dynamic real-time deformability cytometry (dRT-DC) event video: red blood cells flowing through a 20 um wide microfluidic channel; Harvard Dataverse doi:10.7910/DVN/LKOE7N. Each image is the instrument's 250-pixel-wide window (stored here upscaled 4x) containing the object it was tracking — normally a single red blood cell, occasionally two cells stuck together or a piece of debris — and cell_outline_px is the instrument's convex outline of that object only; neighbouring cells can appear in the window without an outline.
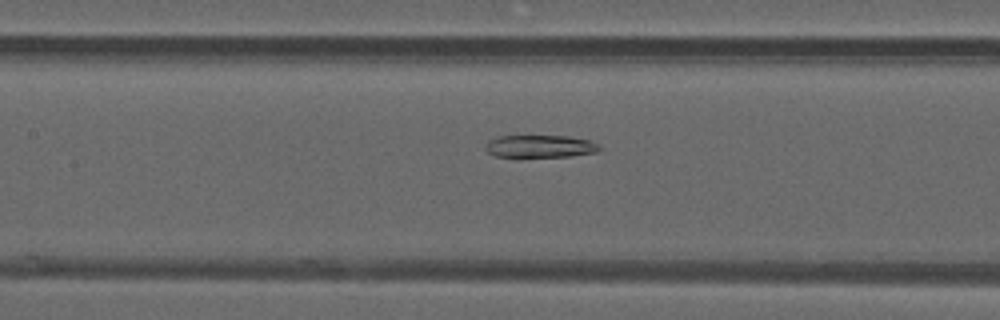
{"species": "common noctule bat (a hibernating species)", "species_latin": "Nyctalus noctula", "temperature_condition": "warm", "stored_images_in_passage": 33, "camera_frame_rate_fps": 3000, "um_per_image_px": 0.085, "animal": {"sex": "male", "forearm_length_mm": 52.5}, "frame": {"image": 1, "passage_image": 7, "time_ms": 2.0, "image_size_px": [1000, 320], "cell_outline_px": [[600, 148], [596, 152], [572, 156], [496, 156], [488, 152], [484, 148], [484, 144], [488, 140], [500, 136], [568, 136], [592, 140], [600, 144]], "centroid_in_image_um": [45.93, 12.42], "position_along_channel_um": 161.5, "area_um2": 14.91}}
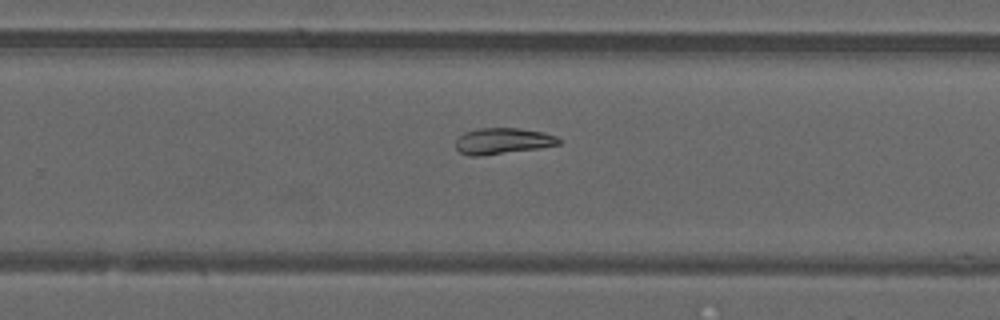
{"frame": {"image": 2, "passage_image": 16, "time_ms": 5.0, "image_size_px": [1000, 320], "cell_outline_px": [[560, 144], [540, 148], [480, 156], [468, 156], [460, 152], [456, 148], [456, 140], [464, 132], [476, 128], [516, 128], [544, 132], [556, 136], [560, 140]], "centroid_in_image_um": [42.71, 11.98], "position_along_channel_um": 287.1, "area_um2": 15.72}}
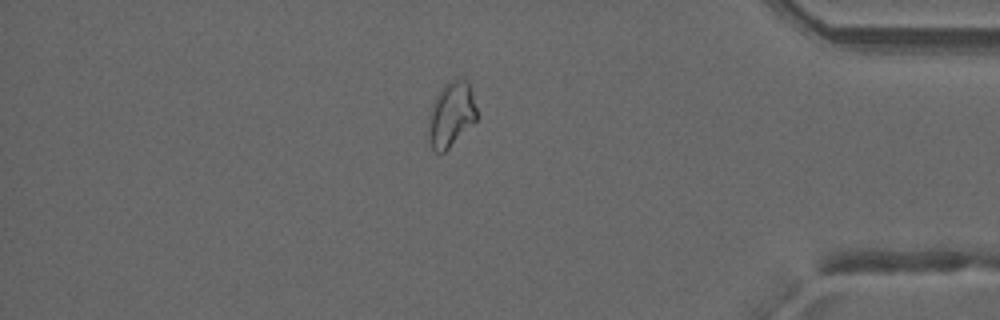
{"frame": {"image": 3, "passage_image": 26, "time_ms": 8.333, "image_size_px": [1000, 320], "cell_outline_px": [[480, 116], [444, 152], [436, 152], [432, 148], [428, 140], [428, 116], [432, 104], [436, 96], [444, 84], [448, 80], [456, 76], [460, 76], [468, 80]], "centroid_in_image_um": [38.36, 9.66], "position_along_channel_um": 396.8, "area_um2": 18.79}}